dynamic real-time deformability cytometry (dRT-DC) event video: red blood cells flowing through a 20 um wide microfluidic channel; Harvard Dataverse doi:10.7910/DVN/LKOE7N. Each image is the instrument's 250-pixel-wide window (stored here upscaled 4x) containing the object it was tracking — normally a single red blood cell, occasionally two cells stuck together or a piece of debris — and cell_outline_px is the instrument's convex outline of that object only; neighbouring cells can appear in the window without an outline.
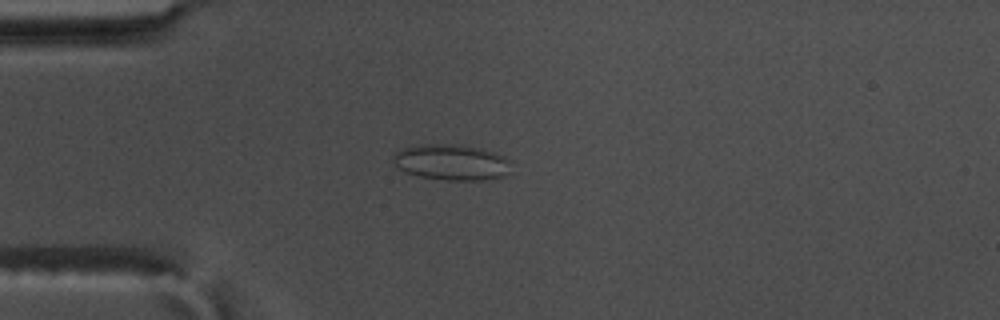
{"species": "common noctule bat (a hibernating species)", "species_latin": "Nyctalus noctula", "temperature_condition": "warm", "stored_images_in_passage": 46, "camera_frame_rate_fps": 3000, "um_per_image_px": 0.085, "animal": {"sex": "male", "body_mass_g": 17.5, "forearm_length_mm": 52.3}, "frame": {"image": 1, "passage_image": 5, "time_ms": 1.333, "image_size_px": [1000, 320], "cell_outline_px": [[508, 172], [504, 176], [484, 180], [448, 180], [420, 176], [408, 172], [400, 168], [392, 160], [392, 156], [396, 152], [404, 148], [424, 144], [468, 144], [504, 156], [508, 160]], "centroid_in_image_um": [38.38, 13.78], "position_along_channel_um": 46.6, "area_um2": 24.39}}
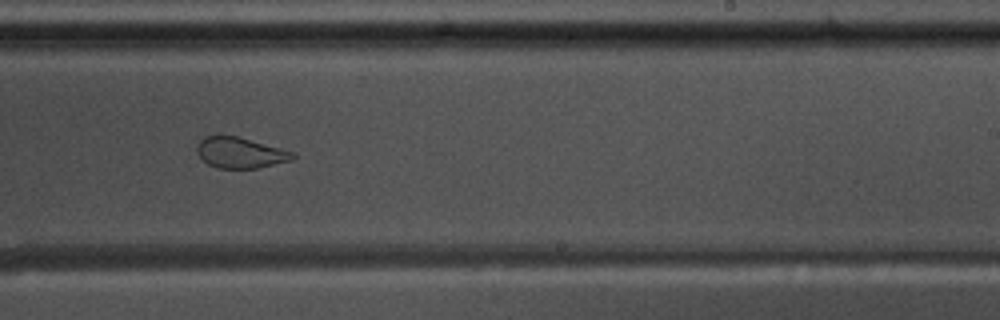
{"frame": {"image": 2, "passage_image": 25, "time_ms": 8.0, "image_size_px": [1000, 320], "cell_outline_px": [[296, 156], [292, 160], [256, 168], [216, 168], [208, 164], [196, 152], [196, 144], [204, 136], [236, 136], [296, 152]], "centroid_in_image_um": [20.42, 12.98], "position_along_channel_um": 268.6, "area_um2": 17.11}}
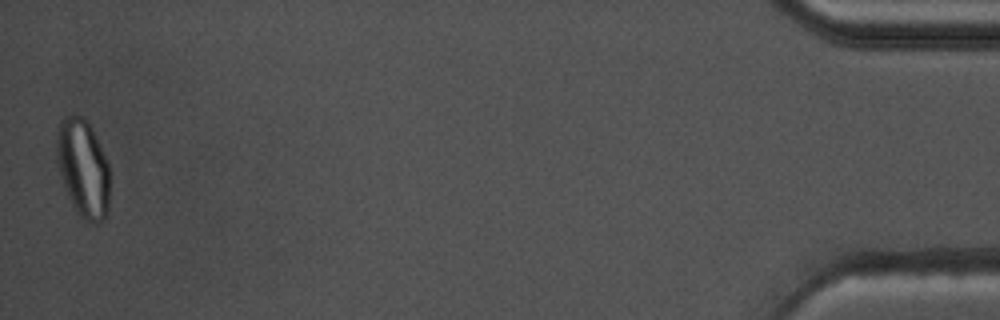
{"frame": {"image": 3, "passage_image": 46, "time_ms": 15.0, "image_size_px": [1000, 320], "cell_outline_px": [[108, 208], [104, 220], [96, 224], [92, 224], [80, 216], [76, 212], [72, 204], [64, 184], [56, 152], [56, 132], [60, 120], [64, 116], [84, 116], [92, 128], [108, 164]], "centroid_in_image_um": [7.06, 14.28], "position_along_channel_um": 428.1, "area_um2": 29.94}, "authors_computed_cell_mechanics": {"area_um2": 21.7617, "velocity_mm_per_s": 3.5943, "shape_relaxation_time_tau1_ms": null, "shape_relaxation_time_tau2_ms": 1.0237, "deformation_change_tau1": null, "deformation_change_tau2": 0.0706}}